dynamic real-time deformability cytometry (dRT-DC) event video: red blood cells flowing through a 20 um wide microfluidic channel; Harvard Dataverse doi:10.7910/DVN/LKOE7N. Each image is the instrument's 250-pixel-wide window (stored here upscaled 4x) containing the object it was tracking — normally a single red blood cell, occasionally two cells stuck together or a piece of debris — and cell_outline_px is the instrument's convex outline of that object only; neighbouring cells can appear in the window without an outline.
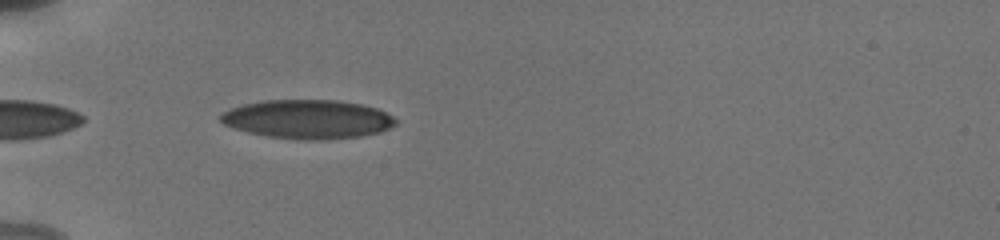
{"species": "human", "species_latin": "Homo sapiens", "temperature_condition": "cold", "stored_images_in_passage": 9, "camera_frame_rate_fps": 3000, "um_per_image_px": 0.085, "donor": {"sex": "male"}, "frame": {"image": 1, "passage_image": 4, "time_ms": 0.667, "image_size_px": [1000, 240], "cell_outline_px": [[396, 124], [380, 132], [360, 136], [320, 140], [300, 140], [268, 136], [248, 132], [232, 128], [224, 124], [220, 120], [220, 112], [244, 104], [264, 100], [336, 100], [360, 104], [376, 108], [392, 116], [396, 120]], "centroid_in_image_um": [26.12, 10.13], "position_along_channel_um": 58.9, "area_um2": 39.59}}
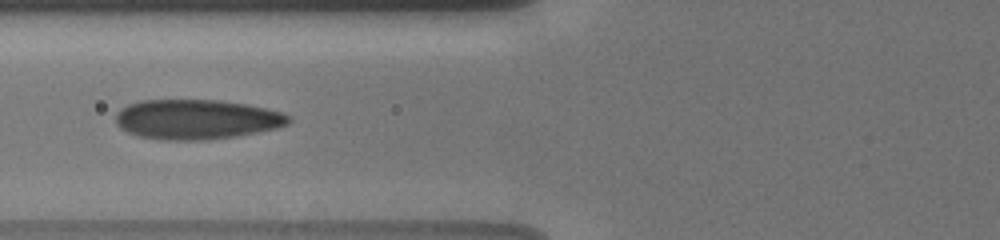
{"frame": {"image": 2, "passage_image": 7, "time_ms": 2.333, "image_size_px": [1000, 240], "cell_outline_px": [[292, 120], [288, 124], [276, 128], [260, 132], [236, 136], [204, 140], [160, 140], [136, 136], [120, 128], [116, 124], [116, 112], [120, 108], [128, 104], [140, 100], [220, 100], [244, 104], [284, 112], [292, 116]], "centroid_in_image_um": [16.7, 10.15], "position_along_channel_um": 109.1, "area_um2": 40.52}}